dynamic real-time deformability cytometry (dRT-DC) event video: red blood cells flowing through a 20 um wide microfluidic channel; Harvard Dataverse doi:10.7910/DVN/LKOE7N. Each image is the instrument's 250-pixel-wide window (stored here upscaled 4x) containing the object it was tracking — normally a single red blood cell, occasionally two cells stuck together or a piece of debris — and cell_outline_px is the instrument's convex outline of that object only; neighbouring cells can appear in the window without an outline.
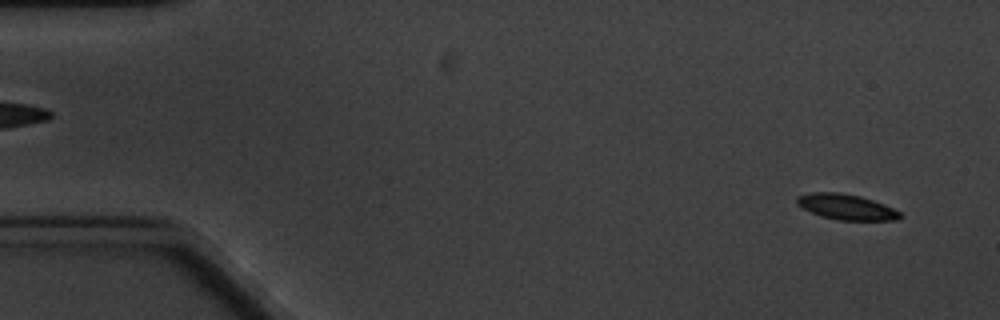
{"species": "common noctule bat (a hibernating species)", "species_latin": "Nyctalus noctula", "temperature_condition": "cold", "stored_images_in_passage": 5, "camera_frame_rate_fps": 3000, "um_per_image_px": 0.085, "animal": {"sex": "male", "body_mass_g": 20.1, "forearm_length_mm": 53.5}, "frame": {"image": 1, "passage_image": 1, "time_ms": 0.0, "image_size_px": [1000, 320], "cell_outline_px": [[904, 216], [896, 220], [840, 220], [820, 216], [796, 204], [796, 196], [812, 192], [840, 192], [860, 196], [884, 204], [900, 212]], "centroid_in_image_um": [71.93, 17.58], "position_along_channel_um": 13.1, "area_um2": 15.32}}
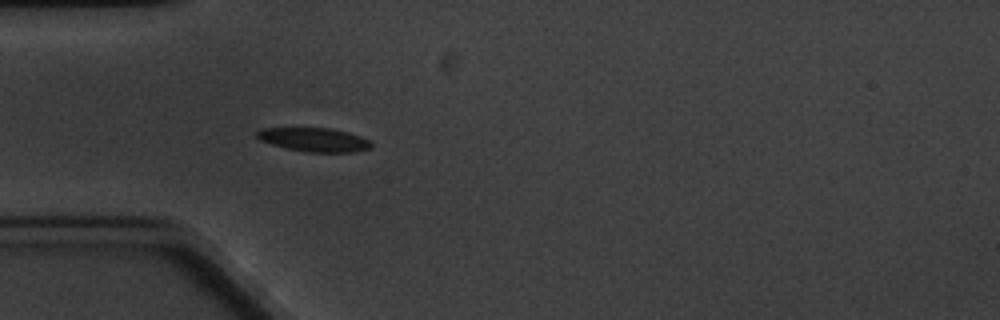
{"frame": {"image": 2, "passage_image": 5, "time_ms": 4.667, "image_size_px": [1000, 320], "cell_outline_px": [[372, 148], [352, 152], [304, 152], [272, 144], [260, 140], [256, 136], [256, 132], [264, 128], [332, 128], [348, 132], [360, 136], [368, 140], [372, 144]], "centroid_in_image_um": [26.72, 11.87], "position_along_channel_um": 58.3, "area_um2": 15.78}}